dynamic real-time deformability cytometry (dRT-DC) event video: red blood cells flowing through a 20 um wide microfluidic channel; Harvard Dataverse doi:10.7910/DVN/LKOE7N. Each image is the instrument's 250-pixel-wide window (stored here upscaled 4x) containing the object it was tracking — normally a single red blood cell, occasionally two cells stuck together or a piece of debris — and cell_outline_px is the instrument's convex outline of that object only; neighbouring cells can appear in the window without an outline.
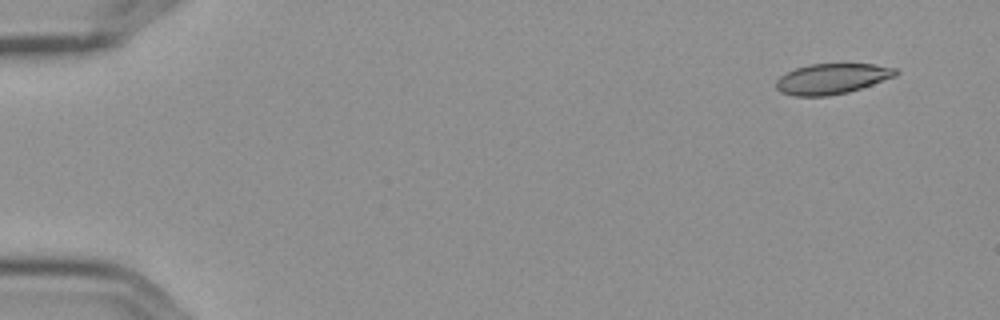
{"species": "Egyptian fruit bat (a non-hibernating species)", "species_latin": "Rousettus aegyptiacus", "temperature_condition": "cold", "stored_images_in_passage": 6, "segment_of_instrument_passage": [1, 2], "camera_frame_rate_fps": 3000, "um_per_image_px": 0.085, "frame": {"image": 1, "passage_image": 1, "time_ms": 0.0, "image_size_px": [1000, 320], "cell_outline_px": [[900, 72], [896, 76], [848, 92], [828, 96], [796, 96], [780, 92], [776, 88], [776, 80], [780, 76], [796, 68], [808, 64], [876, 64], [896, 68]], "centroid_in_image_um": [70.72, 6.69], "position_along_channel_um": 14.3, "area_um2": 21.21}}
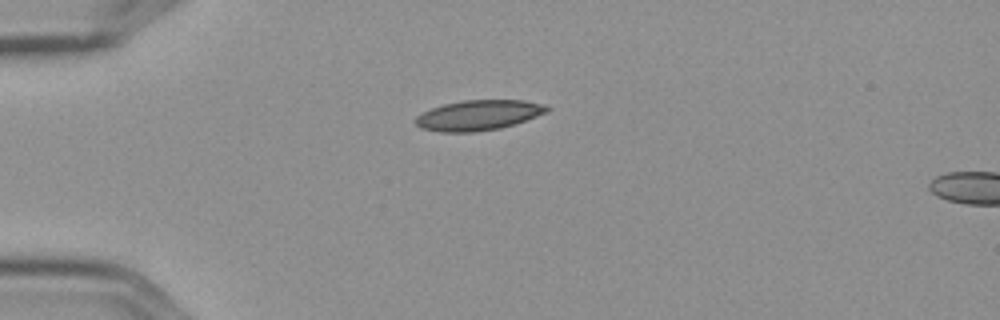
{"frame": {"image": 2, "passage_image": 4, "time_ms": 1.0, "image_size_px": [1000, 320], "cell_outline_px": [[548, 112], [500, 128], [472, 132], [440, 132], [420, 128], [412, 120], [416, 116], [432, 108], [444, 104], [464, 100], [524, 100], [544, 104], [548, 108]], "centroid_in_image_um": [40.62, 9.79], "position_along_channel_um": 44.4, "area_um2": 22.95}}